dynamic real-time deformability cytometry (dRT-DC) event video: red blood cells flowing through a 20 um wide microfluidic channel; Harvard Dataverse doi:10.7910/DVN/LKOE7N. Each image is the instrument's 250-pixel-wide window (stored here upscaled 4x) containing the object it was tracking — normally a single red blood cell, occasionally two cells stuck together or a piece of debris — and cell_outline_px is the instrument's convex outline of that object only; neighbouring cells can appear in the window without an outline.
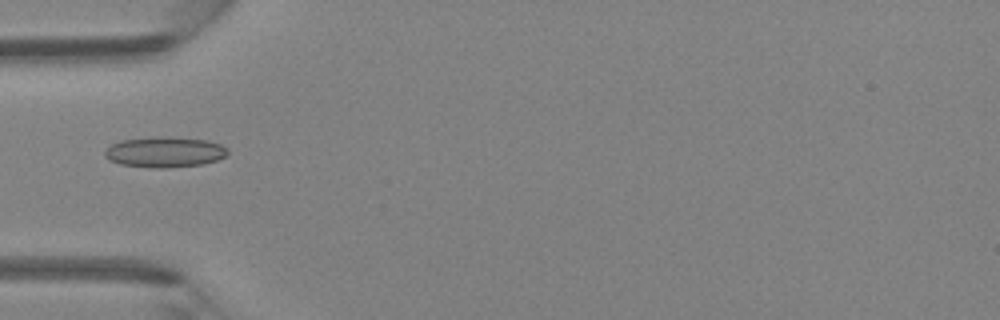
{"species": "Egyptian fruit bat (a non-hibernating species)", "species_latin": "Rousettus aegyptiacus", "temperature_condition": "room temperature", "stored_images_in_passage": 35, "camera_frame_rate_fps": 3000, "um_per_image_px": 0.085, "animal": {"sex": "female"}, "frame": {"image": 1, "passage_image": 5, "time_ms": 1.333, "image_size_px": [1000, 320], "cell_outline_px": [[228, 152], [224, 156], [216, 160], [200, 164], [164, 168], [152, 168], [120, 164], [104, 156], [104, 152], [112, 144], [120, 140], [204, 140], [220, 144], [228, 148]], "centroid_in_image_um": [13.99, 12.99], "position_along_channel_um": 71.0, "area_um2": 20.35}}
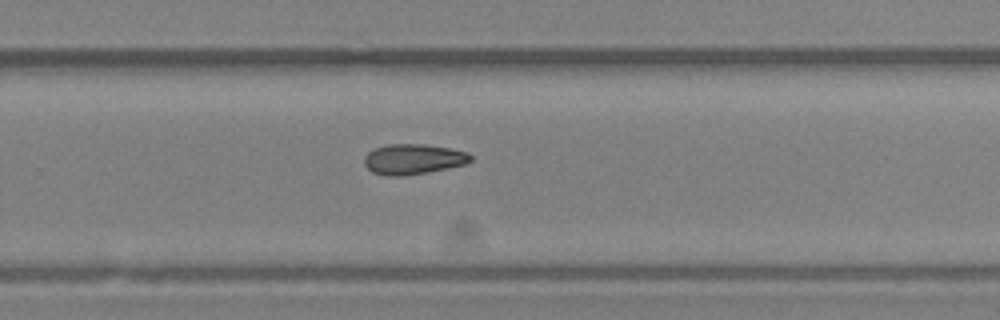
{"frame": {"image": 2, "passage_image": 20, "time_ms": 6.333, "image_size_px": [1000, 320], "cell_outline_px": [[472, 160], [464, 164], [448, 168], [428, 172], [404, 176], [384, 176], [372, 172], [364, 164], [364, 156], [368, 152], [376, 148], [388, 144], [420, 144], [448, 148], [468, 152], [472, 156]], "centroid_in_image_um": [35.1, 13.54], "position_along_channel_um": 294.7, "area_um2": 18.79}}
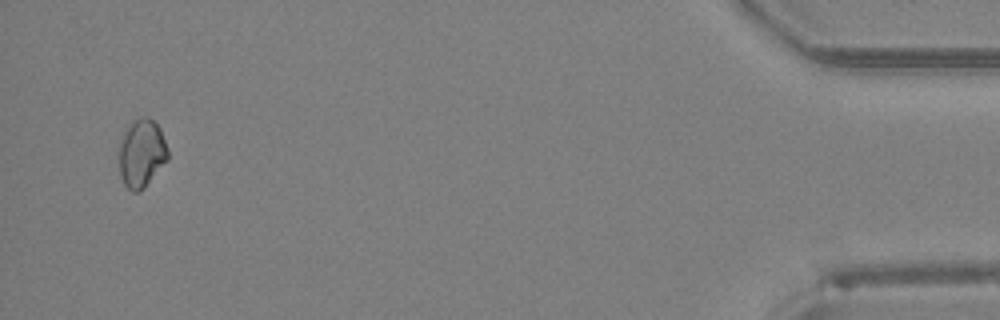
{"frame": {"image": 3, "passage_image": 34, "time_ms": 11.0, "image_size_px": [1000, 320], "cell_outline_px": [[168, 160], [144, 188], [140, 192], [132, 192], [124, 184], [120, 176], [120, 148], [124, 132], [132, 120], [140, 116], [148, 116], [160, 128], [168, 148]], "centroid_in_image_um": [12.06, 13.03], "position_along_channel_um": 423.1, "area_um2": 19.42}}